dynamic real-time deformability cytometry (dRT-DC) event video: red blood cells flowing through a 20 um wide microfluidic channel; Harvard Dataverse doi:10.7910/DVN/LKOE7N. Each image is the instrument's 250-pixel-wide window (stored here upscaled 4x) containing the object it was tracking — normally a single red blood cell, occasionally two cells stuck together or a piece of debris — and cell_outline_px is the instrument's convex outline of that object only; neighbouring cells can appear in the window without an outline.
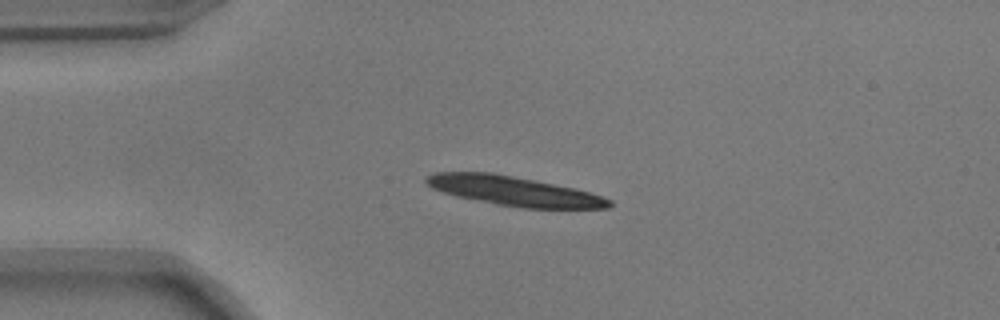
{"species": "common noctule bat (a hibernating species)", "species_latin": "Nyctalus noctula", "temperature_condition": "warm", "stored_images_in_passage": 5, "camera_frame_rate_fps": 3000, "um_per_image_px": 0.085, "animal": {"sex": "male", "body_mass_g": 17.9}, "frame": {"image": 1, "passage_image": 1, "time_ms": 0.0, "image_size_px": [1000, 320], "cell_outline_px": [[612, 204], [608, 208], [520, 208], [496, 204], [456, 196], [432, 188], [424, 180], [428, 176], [436, 172], [492, 172], [576, 188], [604, 196], [612, 200]], "centroid_in_image_um": [43.72, 16.24], "position_along_channel_um": 41.3, "area_um2": 31.33}}